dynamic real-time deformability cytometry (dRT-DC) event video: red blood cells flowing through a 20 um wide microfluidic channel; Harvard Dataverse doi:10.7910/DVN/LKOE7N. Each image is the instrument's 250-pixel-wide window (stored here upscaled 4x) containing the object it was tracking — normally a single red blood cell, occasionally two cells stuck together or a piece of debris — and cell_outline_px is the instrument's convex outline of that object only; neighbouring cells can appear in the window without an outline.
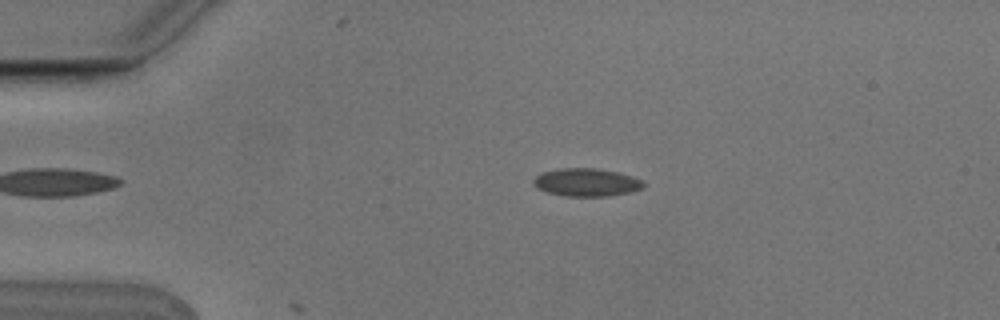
{"species": "Egyptian fruit bat (a non-hibernating species)", "species_latin": "Rousettus aegyptiacus", "temperature_condition": "cold", "stored_images_in_passage": 4, "camera_frame_rate_fps": 3000, "um_per_image_px": 0.085, "animal": {"sex": "male"}, "frame": {"image": 1, "passage_image": 3, "time_ms": 0.667, "image_size_px": [1000, 320], "cell_outline_px": [[644, 188], [628, 192], [608, 196], [564, 196], [548, 192], [532, 184], [532, 180], [536, 176], [544, 172], [560, 168], [596, 168], [616, 172], [632, 176], [640, 180], [644, 184]], "centroid_in_image_um": [49.84, 15.5], "position_along_channel_um": 35.2, "area_um2": 17.69}}